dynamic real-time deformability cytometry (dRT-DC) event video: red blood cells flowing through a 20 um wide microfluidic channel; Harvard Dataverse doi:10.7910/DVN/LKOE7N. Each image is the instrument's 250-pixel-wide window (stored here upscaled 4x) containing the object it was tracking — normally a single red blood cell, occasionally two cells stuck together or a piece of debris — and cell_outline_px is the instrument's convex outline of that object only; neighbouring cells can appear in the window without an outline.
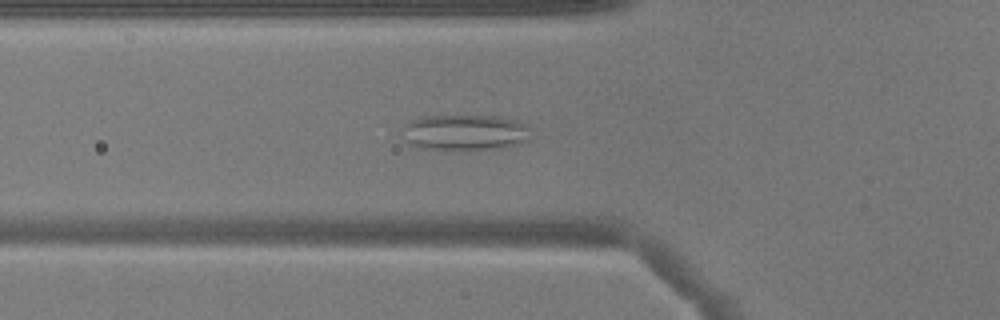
{"species": "common noctule bat (a hibernating species)", "species_latin": "Nyctalus noctula", "temperature_condition": "warm", "stored_images_in_passage": 34, "camera_frame_rate_fps": 3000, "um_per_image_px": 0.085, "animal": {"sex": "male", "body_mass_g": 17.9}, "frame": {"image": 1, "passage_image": 2, "time_ms": 0.333, "image_size_px": [1000, 320], "cell_outline_px": [[532, 140], [520, 144], [500, 148], [424, 148], [412, 144], [408, 140], [400, 128], [404, 124], [412, 120], [424, 116], [500, 116], [516, 120], [528, 124]], "centroid_in_image_um": [39.62, 11.22], "position_along_channel_um": 86.2, "area_um2": 26.53}}
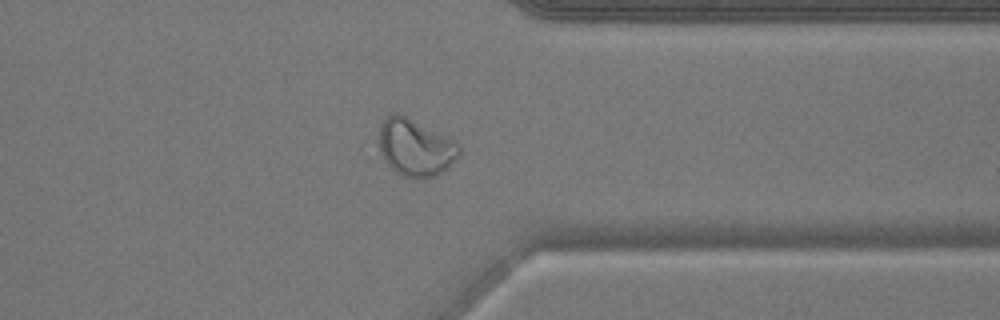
{"frame": {"image": 2, "passage_image": 24, "time_ms": 7.667, "image_size_px": [1000, 320], "cell_outline_px": [[460, 156], [448, 168], [432, 176], [404, 176], [396, 172], [388, 164], [380, 152], [380, 124], [384, 116], [392, 112], [396, 112], [460, 144]], "centroid_in_image_um": [35.29, 12.52], "position_along_channel_um": 376.1, "area_um2": 25.95}}
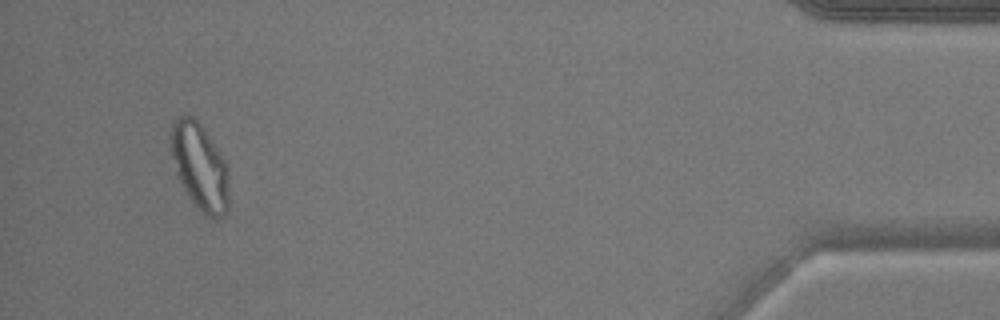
{"frame": {"image": 3, "passage_image": 32, "time_ms": 10.333, "image_size_px": [1000, 320], "cell_outline_px": [[228, 212], [224, 216], [216, 220], [208, 216], [188, 196], [176, 176], [168, 148], [172, 120], [176, 116], [192, 116], [200, 124], [228, 164]], "centroid_in_image_um": [16.94, 14.14], "position_along_channel_um": 418.3, "area_um2": 29.88}}